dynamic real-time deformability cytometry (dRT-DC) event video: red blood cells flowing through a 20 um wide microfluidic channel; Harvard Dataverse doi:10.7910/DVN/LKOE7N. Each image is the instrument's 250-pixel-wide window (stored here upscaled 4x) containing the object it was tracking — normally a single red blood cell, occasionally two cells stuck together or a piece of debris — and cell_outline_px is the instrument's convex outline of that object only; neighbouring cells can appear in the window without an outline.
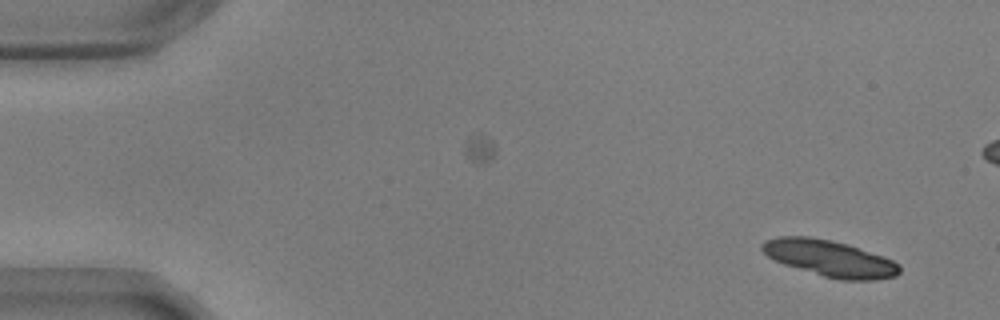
{"species": "common noctule bat (a hibernating species)", "species_latin": "Nyctalus noctula", "temperature_condition": "warm", "stored_images_in_passage": 14, "camera_frame_rate_fps": 3000, "um_per_image_px": 0.085, "animal": {"sex": "male", "body_mass_g": 17.9, "forearm_length_mm": 54.2}, "frame": {"image": 1, "passage_image": 1, "time_ms": 0.0, "image_size_px": [1000, 320], "cell_outline_px": [[900, 272], [896, 276], [876, 280], [840, 280], [824, 276], [784, 264], [768, 256], [760, 248], [760, 244], [764, 240], [776, 236], [808, 236], [832, 240], [892, 260], [900, 264]], "centroid_in_image_um": [70.49, 21.96], "position_along_channel_um": 14.5, "area_um2": 28.73}}